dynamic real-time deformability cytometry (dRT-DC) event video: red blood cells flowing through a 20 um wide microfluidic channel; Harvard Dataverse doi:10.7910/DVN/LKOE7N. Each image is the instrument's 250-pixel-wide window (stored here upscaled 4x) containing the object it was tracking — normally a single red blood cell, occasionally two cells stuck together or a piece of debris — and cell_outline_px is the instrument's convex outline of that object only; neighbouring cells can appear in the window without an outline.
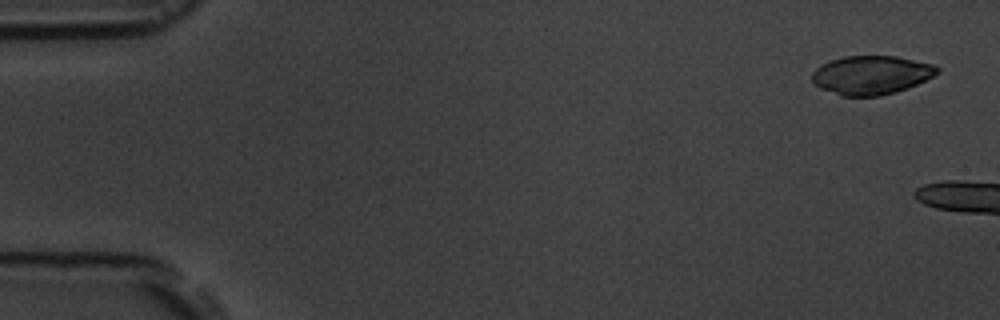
{"species": "common noctule bat (a hibernating species)", "species_latin": "Nyctalus noctula", "temperature_condition": "room temperature", "stored_images_in_passage": 4, "camera_frame_rate_fps": 3000, "um_per_image_px": 0.085, "animal": {"sex": "male", "body_mass_g": 19.5, "forearm_length_mm": 54.6}, "frame": {"image": 1, "passage_image": 1, "time_ms": 0.0, "image_size_px": [1000, 320], "cell_outline_px": [[940, 72], [908, 88], [896, 92], [880, 96], [840, 96], [820, 88], [812, 84], [812, 72], [816, 68], [832, 60], [844, 56], [896, 56], [932, 64], [940, 68]], "centroid_in_image_um": [74.04, 6.39], "position_along_channel_um": 11.0, "area_um2": 28.26}}